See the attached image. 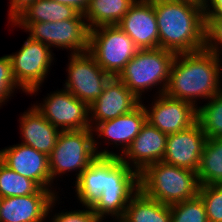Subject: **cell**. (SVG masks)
I'll list each match as a JSON object with an SVG mask.
<instances>
[{
	"instance_id": "obj_1",
	"label": "cell",
	"mask_w": 222,
	"mask_h": 222,
	"mask_svg": "<svg viewBox=\"0 0 222 222\" xmlns=\"http://www.w3.org/2000/svg\"><path fill=\"white\" fill-rule=\"evenodd\" d=\"M159 33V48L175 54L204 49V2L151 0Z\"/></svg>"
},
{
	"instance_id": "obj_2",
	"label": "cell",
	"mask_w": 222,
	"mask_h": 222,
	"mask_svg": "<svg viewBox=\"0 0 222 222\" xmlns=\"http://www.w3.org/2000/svg\"><path fill=\"white\" fill-rule=\"evenodd\" d=\"M220 60L221 57L206 49L176 54L165 94L198 108L197 100L207 101L222 90Z\"/></svg>"
},
{
	"instance_id": "obj_3",
	"label": "cell",
	"mask_w": 222,
	"mask_h": 222,
	"mask_svg": "<svg viewBox=\"0 0 222 222\" xmlns=\"http://www.w3.org/2000/svg\"><path fill=\"white\" fill-rule=\"evenodd\" d=\"M199 188L197 172L162 161L146 166L139 173V190L166 205L195 197Z\"/></svg>"
},
{
	"instance_id": "obj_4",
	"label": "cell",
	"mask_w": 222,
	"mask_h": 222,
	"mask_svg": "<svg viewBox=\"0 0 222 222\" xmlns=\"http://www.w3.org/2000/svg\"><path fill=\"white\" fill-rule=\"evenodd\" d=\"M92 129L61 131L56 145L49 156V169L52 184L54 179L76 170V180L81 173L99 157H120L119 153L98 151L99 142L95 140ZM58 175V176H57Z\"/></svg>"
},
{
	"instance_id": "obj_5",
	"label": "cell",
	"mask_w": 222,
	"mask_h": 222,
	"mask_svg": "<svg viewBox=\"0 0 222 222\" xmlns=\"http://www.w3.org/2000/svg\"><path fill=\"white\" fill-rule=\"evenodd\" d=\"M175 55L162 48L139 50L117 77L141 102L142 93L154 86L164 94Z\"/></svg>"
},
{
	"instance_id": "obj_6",
	"label": "cell",
	"mask_w": 222,
	"mask_h": 222,
	"mask_svg": "<svg viewBox=\"0 0 222 222\" xmlns=\"http://www.w3.org/2000/svg\"><path fill=\"white\" fill-rule=\"evenodd\" d=\"M138 191L139 173L123 163L120 157H107L106 188L91 208L102 221L110 215L115 217L113 221L119 222Z\"/></svg>"
},
{
	"instance_id": "obj_7",
	"label": "cell",
	"mask_w": 222,
	"mask_h": 222,
	"mask_svg": "<svg viewBox=\"0 0 222 222\" xmlns=\"http://www.w3.org/2000/svg\"><path fill=\"white\" fill-rule=\"evenodd\" d=\"M140 49L118 25L89 30L88 52L112 77H117Z\"/></svg>"
},
{
	"instance_id": "obj_8",
	"label": "cell",
	"mask_w": 222,
	"mask_h": 222,
	"mask_svg": "<svg viewBox=\"0 0 222 222\" xmlns=\"http://www.w3.org/2000/svg\"><path fill=\"white\" fill-rule=\"evenodd\" d=\"M29 32V38L50 48L70 50L71 54L88 51L89 28L84 14L75 18L54 22H12Z\"/></svg>"
},
{
	"instance_id": "obj_9",
	"label": "cell",
	"mask_w": 222,
	"mask_h": 222,
	"mask_svg": "<svg viewBox=\"0 0 222 222\" xmlns=\"http://www.w3.org/2000/svg\"><path fill=\"white\" fill-rule=\"evenodd\" d=\"M53 55L49 46L29 37L19 51L9 55L14 79L24 93L34 94L40 90L49 74Z\"/></svg>"
},
{
	"instance_id": "obj_10",
	"label": "cell",
	"mask_w": 222,
	"mask_h": 222,
	"mask_svg": "<svg viewBox=\"0 0 222 222\" xmlns=\"http://www.w3.org/2000/svg\"><path fill=\"white\" fill-rule=\"evenodd\" d=\"M67 65L68 78L64 89L89 106L102 95L109 79L105 72L88 52L70 54Z\"/></svg>"
},
{
	"instance_id": "obj_11",
	"label": "cell",
	"mask_w": 222,
	"mask_h": 222,
	"mask_svg": "<svg viewBox=\"0 0 222 222\" xmlns=\"http://www.w3.org/2000/svg\"><path fill=\"white\" fill-rule=\"evenodd\" d=\"M33 105L60 131L91 129L89 105L65 89L54 91L43 103Z\"/></svg>"
},
{
	"instance_id": "obj_12",
	"label": "cell",
	"mask_w": 222,
	"mask_h": 222,
	"mask_svg": "<svg viewBox=\"0 0 222 222\" xmlns=\"http://www.w3.org/2000/svg\"><path fill=\"white\" fill-rule=\"evenodd\" d=\"M153 102L149 109L143 104L146 121L166 135L185 130L197 122V107L189 102L171 98L165 93L158 94Z\"/></svg>"
},
{
	"instance_id": "obj_13",
	"label": "cell",
	"mask_w": 222,
	"mask_h": 222,
	"mask_svg": "<svg viewBox=\"0 0 222 222\" xmlns=\"http://www.w3.org/2000/svg\"><path fill=\"white\" fill-rule=\"evenodd\" d=\"M54 191L41 188L36 194L2 198L0 222L45 221L59 198Z\"/></svg>"
},
{
	"instance_id": "obj_14",
	"label": "cell",
	"mask_w": 222,
	"mask_h": 222,
	"mask_svg": "<svg viewBox=\"0 0 222 222\" xmlns=\"http://www.w3.org/2000/svg\"><path fill=\"white\" fill-rule=\"evenodd\" d=\"M207 139L198 121L185 130L167 135L162 162L197 172Z\"/></svg>"
},
{
	"instance_id": "obj_15",
	"label": "cell",
	"mask_w": 222,
	"mask_h": 222,
	"mask_svg": "<svg viewBox=\"0 0 222 222\" xmlns=\"http://www.w3.org/2000/svg\"><path fill=\"white\" fill-rule=\"evenodd\" d=\"M0 160L10 169L35 181L41 188L53 189L51 187L49 156L44 153L18 143L0 150Z\"/></svg>"
},
{
	"instance_id": "obj_16",
	"label": "cell",
	"mask_w": 222,
	"mask_h": 222,
	"mask_svg": "<svg viewBox=\"0 0 222 222\" xmlns=\"http://www.w3.org/2000/svg\"><path fill=\"white\" fill-rule=\"evenodd\" d=\"M141 101L118 77H111L103 93L90 106V126L117 118L134 110Z\"/></svg>"
},
{
	"instance_id": "obj_17",
	"label": "cell",
	"mask_w": 222,
	"mask_h": 222,
	"mask_svg": "<svg viewBox=\"0 0 222 222\" xmlns=\"http://www.w3.org/2000/svg\"><path fill=\"white\" fill-rule=\"evenodd\" d=\"M140 50L159 48V33L151 0H136L117 24Z\"/></svg>"
},
{
	"instance_id": "obj_18",
	"label": "cell",
	"mask_w": 222,
	"mask_h": 222,
	"mask_svg": "<svg viewBox=\"0 0 222 222\" xmlns=\"http://www.w3.org/2000/svg\"><path fill=\"white\" fill-rule=\"evenodd\" d=\"M166 138V134L146 121L120 159L140 173L146 166L162 161L166 151Z\"/></svg>"
},
{
	"instance_id": "obj_19",
	"label": "cell",
	"mask_w": 222,
	"mask_h": 222,
	"mask_svg": "<svg viewBox=\"0 0 222 222\" xmlns=\"http://www.w3.org/2000/svg\"><path fill=\"white\" fill-rule=\"evenodd\" d=\"M146 122V112L142 102L131 112L123 114L112 120L98 123L92 130L98 137L106 138L115 144L116 148L120 146L123 155L131 145L134 138L140 133L141 127ZM105 136V137H104Z\"/></svg>"
},
{
	"instance_id": "obj_20",
	"label": "cell",
	"mask_w": 222,
	"mask_h": 222,
	"mask_svg": "<svg viewBox=\"0 0 222 222\" xmlns=\"http://www.w3.org/2000/svg\"><path fill=\"white\" fill-rule=\"evenodd\" d=\"M19 122L21 143L50 156L61 131L45 119L34 105L22 113Z\"/></svg>"
},
{
	"instance_id": "obj_21",
	"label": "cell",
	"mask_w": 222,
	"mask_h": 222,
	"mask_svg": "<svg viewBox=\"0 0 222 222\" xmlns=\"http://www.w3.org/2000/svg\"><path fill=\"white\" fill-rule=\"evenodd\" d=\"M107 184V157H97L75 180L77 199L83 206L92 207Z\"/></svg>"
},
{
	"instance_id": "obj_22",
	"label": "cell",
	"mask_w": 222,
	"mask_h": 222,
	"mask_svg": "<svg viewBox=\"0 0 222 222\" xmlns=\"http://www.w3.org/2000/svg\"><path fill=\"white\" fill-rule=\"evenodd\" d=\"M119 222H171L170 205L151 199L139 190L129 201Z\"/></svg>"
},
{
	"instance_id": "obj_23",
	"label": "cell",
	"mask_w": 222,
	"mask_h": 222,
	"mask_svg": "<svg viewBox=\"0 0 222 222\" xmlns=\"http://www.w3.org/2000/svg\"><path fill=\"white\" fill-rule=\"evenodd\" d=\"M136 0H90L84 14L90 29L103 25H117Z\"/></svg>"
},
{
	"instance_id": "obj_24",
	"label": "cell",
	"mask_w": 222,
	"mask_h": 222,
	"mask_svg": "<svg viewBox=\"0 0 222 222\" xmlns=\"http://www.w3.org/2000/svg\"><path fill=\"white\" fill-rule=\"evenodd\" d=\"M78 14L73 7L53 0H35L13 22H54L73 19Z\"/></svg>"
},
{
	"instance_id": "obj_25",
	"label": "cell",
	"mask_w": 222,
	"mask_h": 222,
	"mask_svg": "<svg viewBox=\"0 0 222 222\" xmlns=\"http://www.w3.org/2000/svg\"><path fill=\"white\" fill-rule=\"evenodd\" d=\"M197 176L200 186L222 185V139H207Z\"/></svg>"
},
{
	"instance_id": "obj_26",
	"label": "cell",
	"mask_w": 222,
	"mask_h": 222,
	"mask_svg": "<svg viewBox=\"0 0 222 222\" xmlns=\"http://www.w3.org/2000/svg\"><path fill=\"white\" fill-rule=\"evenodd\" d=\"M41 187L30 178L10 169L0 160V197L26 196L36 194Z\"/></svg>"
},
{
	"instance_id": "obj_27",
	"label": "cell",
	"mask_w": 222,
	"mask_h": 222,
	"mask_svg": "<svg viewBox=\"0 0 222 222\" xmlns=\"http://www.w3.org/2000/svg\"><path fill=\"white\" fill-rule=\"evenodd\" d=\"M197 121L207 138L222 139V90L197 108Z\"/></svg>"
},
{
	"instance_id": "obj_28",
	"label": "cell",
	"mask_w": 222,
	"mask_h": 222,
	"mask_svg": "<svg viewBox=\"0 0 222 222\" xmlns=\"http://www.w3.org/2000/svg\"><path fill=\"white\" fill-rule=\"evenodd\" d=\"M171 222H208L205 205L199 195L170 205Z\"/></svg>"
},
{
	"instance_id": "obj_29",
	"label": "cell",
	"mask_w": 222,
	"mask_h": 222,
	"mask_svg": "<svg viewBox=\"0 0 222 222\" xmlns=\"http://www.w3.org/2000/svg\"><path fill=\"white\" fill-rule=\"evenodd\" d=\"M198 195L204 202L208 222H222V185L200 186Z\"/></svg>"
},
{
	"instance_id": "obj_30",
	"label": "cell",
	"mask_w": 222,
	"mask_h": 222,
	"mask_svg": "<svg viewBox=\"0 0 222 222\" xmlns=\"http://www.w3.org/2000/svg\"><path fill=\"white\" fill-rule=\"evenodd\" d=\"M222 16H205L204 49L222 55Z\"/></svg>"
},
{
	"instance_id": "obj_31",
	"label": "cell",
	"mask_w": 222,
	"mask_h": 222,
	"mask_svg": "<svg viewBox=\"0 0 222 222\" xmlns=\"http://www.w3.org/2000/svg\"><path fill=\"white\" fill-rule=\"evenodd\" d=\"M20 88L14 79L9 55L0 57V107Z\"/></svg>"
},
{
	"instance_id": "obj_32",
	"label": "cell",
	"mask_w": 222,
	"mask_h": 222,
	"mask_svg": "<svg viewBox=\"0 0 222 222\" xmlns=\"http://www.w3.org/2000/svg\"><path fill=\"white\" fill-rule=\"evenodd\" d=\"M85 209L56 213L51 222H103L91 207L85 206Z\"/></svg>"
},
{
	"instance_id": "obj_33",
	"label": "cell",
	"mask_w": 222,
	"mask_h": 222,
	"mask_svg": "<svg viewBox=\"0 0 222 222\" xmlns=\"http://www.w3.org/2000/svg\"><path fill=\"white\" fill-rule=\"evenodd\" d=\"M34 1L35 0H10V7L8 11L9 21L12 23Z\"/></svg>"
},
{
	"instance_id": "obj_34",
	"label": "cell",
	"mask_w": 222,
	"mask_h": 222,
	"mask_svg": "<svg viewBox=\"0 0 222 222\" xmlns=\"http://www.w3.org/2000/svg\"><path fill=\"white\" fill-rule=\"evenodd\" d=\"M205 16H222V0H204Z\"/></svg>"
},
{
	"instance_id": "obj_35",
	"label": "cell",
	"mask_w": 222,
	"mask_h": 222,
	"mask_svg": "<svg viewBox=\"0 0 222 222\" xmlns=\"http://www.w3.org/2000/svg\"><path fill=\"white\" fill-rule=\"evenodd\" d=\"M53 1L58 2L60 4L71 6L81 14H85L90 2V0H53Z\"/></svg>"
}]
</instances>
